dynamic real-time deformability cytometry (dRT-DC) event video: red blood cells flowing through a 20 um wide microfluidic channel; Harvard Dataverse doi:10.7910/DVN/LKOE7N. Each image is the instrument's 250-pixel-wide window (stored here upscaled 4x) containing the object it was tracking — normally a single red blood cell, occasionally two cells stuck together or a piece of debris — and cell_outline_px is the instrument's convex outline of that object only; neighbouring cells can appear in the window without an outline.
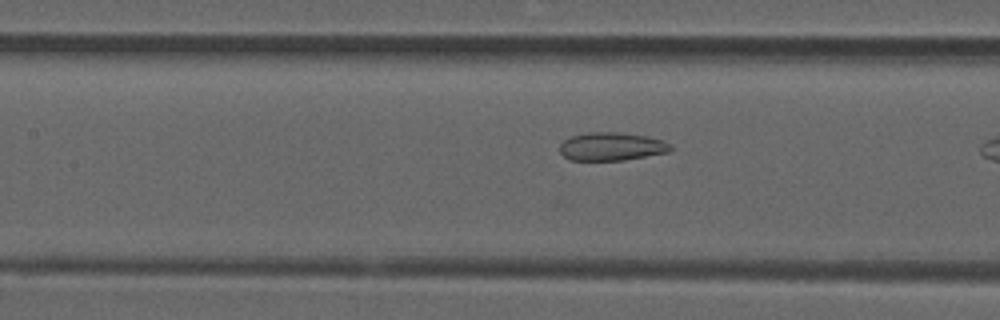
{"species": "common noctule bat (a hibernating species)", "species_latin": "Nyctalus noctula", "temperature_condition": "room temperature", "stored_images_in_passage": 18, "camera_frame_rate_fps": 3000, "um_per_image_px": 0.085, "animal": {"sex": "male", "forearm_length_mm": 52.5}, "frame": {"image": 1, "passage_image": 13, "time_ms": 4.0, "image_size_px": [1000, 320], "cell_outline_px": [[672, 152], [624, 160], [568, 160], [560, 152], [560, 144], [564, 140], [572, 136], [588, 132], [620, 132], [648, 136], [672, 144]], "centroid_in_image_um": [52.01, 12.45], "position_along_channel_um": 155.4, "area_um2": 18.38}}